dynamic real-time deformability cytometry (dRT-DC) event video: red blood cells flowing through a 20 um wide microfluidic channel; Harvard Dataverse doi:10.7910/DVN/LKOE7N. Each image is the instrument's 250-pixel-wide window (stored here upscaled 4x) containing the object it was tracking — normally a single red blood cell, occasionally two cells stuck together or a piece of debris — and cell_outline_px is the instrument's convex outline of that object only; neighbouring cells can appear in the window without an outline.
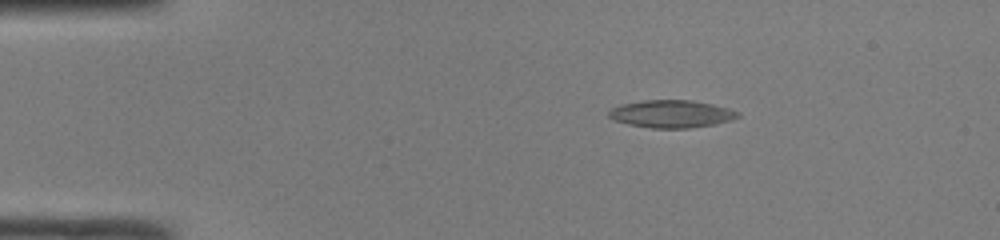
{"species": "common noctule bat (a hibernating species)", "species_latin": "Nyctalus noctula", "temperature_condition": "room temperature", "stored_images_in_passage": 41, "camera_frame_rate_fps": 3000, "um_per_image_px": 0.085, "animal": {"sex": "male", "body_mass_g": 19.0, "forearm_length_mm": 50.8}, "frame": {"image": 1, "passage_image": 1, "time_ms": 0.0, "image_size_px": [1000, 240], "cell_outline_px": [[740, 116], [732, 120], [712, 124], [688, 128], [652, 128], [628, 124], [616, 120], [608, 116], [608, 112], [612, 108], [620, 104], [644, 100], [692, 100], [712, 104], [728, 108], [740, 112]], "centroid_in_image_um": [57.08, 9.67], "position_along_channel_um": 27.9, "area_um2": 20.63}}
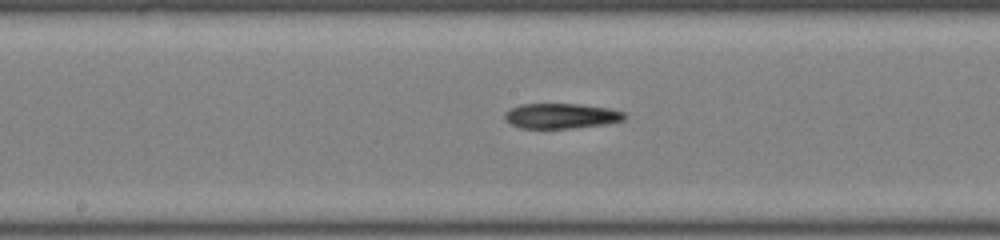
{"frame": {"image": 2, "passage_image": 18, "time_ms": 5.667, "image_size_px": [1000, 240], "cell_outline_px": [[628, 116], [624, 120], [608, 124], [572, 128], [520, 128], [504, 120], [504, 112], [520, 104], [580, 104], [608, 108], [624, 112]], "centroid_in_image_um": [47.72, 9.85], "position_along_channel_um": 200.5, "area_um2": 17.69}}
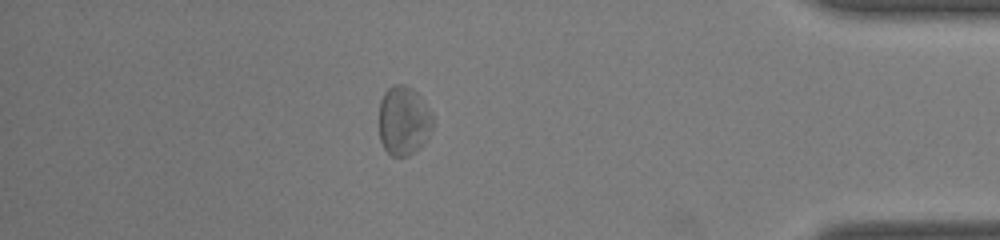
{"frame": {"image": 3, "passage_image": 35, "time_ms": 11.333, "image_size_px": [1000, 240], "cell_outline_px": [[432, 128], [424, 144], [420, 148], [408, 156], [392, 156], [384, 148], [380, 140], [380, 100], [384, 92], [392, 84], [404, 84], [412, 88], [416, 92], [432, 112]], "centroid_in_image_um": [34.31, 10.25], "position_along_channel_um": 400.9, "area_um2": 21.73}, "authors_computed_cell_mechanics": {"area_um2": 18.9006, "velocity_mm_per_s": 4.1703, "shape_relaxation_time_tau1_ms": 8.6121, "shape_relaxation_time_tau2_ms": 11.0942, "deformation_change_tau1": 0.1866, "deformation_change_tau2": 0.2825}}